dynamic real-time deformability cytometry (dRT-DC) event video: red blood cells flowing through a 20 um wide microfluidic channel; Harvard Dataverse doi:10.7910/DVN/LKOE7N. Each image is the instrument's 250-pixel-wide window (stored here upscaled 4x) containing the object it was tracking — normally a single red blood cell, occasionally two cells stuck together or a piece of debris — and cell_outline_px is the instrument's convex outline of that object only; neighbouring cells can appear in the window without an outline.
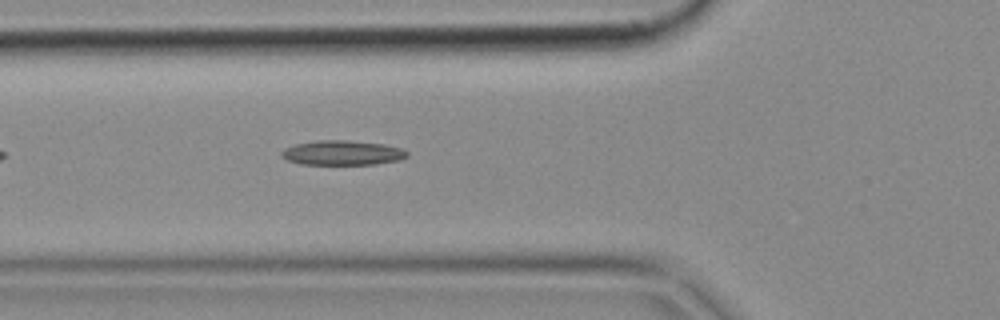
{"species": "common noctule bat (a hibernating species)", "species_latin": "Nyctalus noctula", "temperature_condition": "cold", "stored_images_in_passage": 5, "camera_frame_rate_fps": 3000, "um_per_image_px": 0.085, "animal": {"sex": "female", "body_mass_g": 18.4}, "frame": {"image": 1, "passage_image": 5, "time_ms": 1.333, "image_size_px": [1000, 320], "cell_outline_px": [[408, 156], [400, 160], [376, 164], [300, 164], [288, 160], [280, 156], [280, 152], [284, 148], [296, 144], [320, 140], [348, 140], [384, 144], [404, 148], [408, 152]], "centroid_in_image_um": [29.13, 12.98], "position_along_channel_um": 96.7, "area_um2": 18.15}}